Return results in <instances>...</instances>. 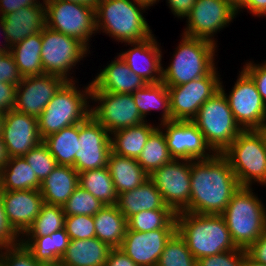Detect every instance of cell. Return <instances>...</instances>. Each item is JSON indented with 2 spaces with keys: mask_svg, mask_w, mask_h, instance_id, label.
I'll return each mask as SVG.
<instances>
[{
  "mask_svg": "<svg viewBox=\"0 0 266 266\" xmlns=\"http://www.w3.org/2000/svg\"><path fill=\"white\" fill-rule=\"evenodd\" d=\"M240 184L228 159L215 153L191 161V195L185 212L221 215Z\"/></svg>",
  "mask_w": 266,
  "mask_h": 266,
  "instance_id": "cell-1",
  "label": "cell"
},
{
  "mask_svg": "<svg viewBox=\"0 0 266 266\" xmlns=\"http://www.w3.org/2000/svg\"><path fill=\"white\" fill-rule=\"evenodd\" d=\"M176 227L196 260L238 249L221 215L179 212Z\"/></svg>",
  "mask_w": 266,
  "mask_h": 266,
  "instance_id": "cell-2",
  "label": "cell"
},
{
  "mask_svg": "<svg viewBox=\"0 0 266 266\" xmlns=\"http://www.w3.org/2000/svg\"><path fill=\"white\" fill-rule=\"evenodd\" d=\"M148 8L133 0H100L95 9L96 31L100 30L118 43L145 40L153 35L142 13Z\"/></svg>",
  "mask_w": 266,
  "mask_h": 266,
  "instance_id": "cell-3",
  "label": "cell"
},
{
  "mask_svg": "<svg viewBox=\"0 0 266 266\" xmlns=\"http://www.w3.org/2000/svg\"><path fill=\"white\" fill-rule=\"evenodd\" d=\"M252 191V187L240 186L221 214L233 243L244 250H247L266 228V208Z\"/></svg>",
  "mask_w": 266,
  "mask_h": 266,
  "instance_id": "cell-4",
  "label": "cell"
},
{
  "mask_svg": "<svg viewBox=\"0 0 266 266\" xmlns=\"http://www.w3.org/2000/svg\"><path fill=\"white\" fill-rule=\"evenodd\" d=\"M75 82L66 81L40 114L38 125L42 139L63 128L82 123L91 115V82L82 91Z\"/></svg>",
  "mask_w": 266,
  "mask_h": 266,
  "instance_id": "cell-5",
  "label": "cell"
},
{
  "mask_svg": "<svg viewBox=\"0 0 266 266\" xmlns=\"http://www.w3.org/2000/svg\"><path fill=\"white\" fill-rule=\"evenodd\" d=\"M171 64L162 69V82L166 86L186 84L207 76L215 66L217 44L208 40L181 35Z\"/></svg>",
  "mask_w": 266,
  "mask_h": 266,
  "instance_id": "cell-6",
  "label": "cell"
},
{
  "mask_svg": "<svg viewBox=\"0 0 266 266\" xmlns=\"http://www.w3.org/2000/svg\"><path fill=\"white\" fill-rule=\"evenodd\" d=\"M192 122L203 133L208 146L217 154H222L243 131L221 90L201 105Z\"/></svg>",
  "mask_w": 266,
  "mask_h": 266,
  "instance_id": "cell-7",
  "label": "cell"
},
{
  "mask_svg": "<svg viewBox=\"0 0 266 266\" xmlns=\"http://www.w3.org/2000/svg\"><path fill=\"white\" fill-rule=\"evenodd\" d=\"M240 186H266V147L257 129L243 130L222 153Z\"/></svg>",
  "mask_w": 266,
  "mask_h": 266,
  "instance_id": "cell-8",
  "label": "cell"
},
{
  "mask_svg": "<svg viewBox=\"0 0 266 266\" xmlns=\"http://www.w3.org/2000/svg\"><path fill=\"white\" fill-rule=\"evenodd\" d=\"M41 38V62L44 73L59 76L65 81H76L74 76H70V71L88 56L90 49L78 39L47 26L41 30Z\"/></svg>",
  "mask_w": 266,
  "mask_h": 266,
  "instance_id": "cell-9",
  "label": "cell"
},
{
  "mask_svg": "<svg viewBox=\"0 0 266 266\" xmlns=\"http://www.w3.org/2000/svg\"><path fill=\"white\" fill-rule=\"evenodd\" d=\"M46 26L54 31L74 37L88 48L92 35L97 33L95 9L64 0H44Z\"/></svg>",
  "mask_w": 266,
  "mask_h": 266,
  "instance_id": "cell-10",
  "label": "cell"
},
{
  "mask_svg": "<svg viewBox=\"0 0 266 266\" xmlns=\"http://www.w3.org/2000/svg\"><path fill=\"white\" fill-rule=\"evenodd\" d=\"M215 67L207 76L186 84L167 86L171 121H192L201 105L220 90V75Z\"/></svg>",
  "mask_w": 266,
  "mask_h": 266,
  "instance_id": "cell-11",
  "label": "cell"
},
{
  "mask_svg": "<svg viewBox=\"0 0 266 266\" xmlns=\"http://www.w3.org/2000/svg\"><path fill=\"white\" fill-rule=\"evenodd\" d=\"M230 94L225 93L223 82L220 90L225 94L236 122L243 130L259 129L266 122V105L253 81L242 69Z\"/></svg>",
  "mask_w": 266,
  "mask_h": 266,
  "instance_id": "cell-12",
  "label": "cell"
},
{
  "mask_svg": "<svg viewBox=\"0 0 266 266\" xmlns=\"http://www.w3.org/2000/svg\"><path fill=\"white\" fill-rule=\"evenodd\" d=\"M149 179L162 194L164 202L176 214L189 208L191 160L172 159L154 170Z\"/></svg>",
  "mask_w": 266,
  "mask_h": 266,
  "instance_id": "cell-13",
  "label": "cell"
},
{
  "mask_svg": "<svg viewBox=\"0 0 266 266\" xmlns=\"http://www.w3.org/2000/svg\"><path fill=\"white\" fill-rule=\"evenodd\" d=\"M91 101L99 105L91 107V115L110 134L147 121L141 116L132 94L91 91Z\"/></svg>",
  "mask_w": 266,
  "mask_h": 266,
  "instance_id": "cell-14",
  "label": "cell"
},
{
  "mask_svg": "<svg viewBox=\"0 0 266 266\" xmlns=\"http://www.w3.org/2000/svg\"><path fill=\"white\" fill-rule=\"evenodd\" d=\"M236 15L237 11L228 0H196L186 16L187 27L182 34L217 44L215 34L228 27Z\"/></svg>",
  "mask_w": 266,
  "mask_h": 266,
  "instance_id": "cell-15",
  "label": "cell"
},
{
  "mask_svg": "<svg viewBox=\"0 0 266 266\" xmlns=\"http://www.w3.org/2000/svg\"><path fill=\"white\" fill-rule=\"evenodd\" d=\"M78 142L73 167L78 173L107 166L112 151L111 134L92 115L79 123Z\"/></svg>",
  "mask_w": 266,
  "mask_h": 266,
  "instance_id": "cell-16",
  "label": "cell"
},
{
  "mask_svg": "<svg viewBox=\"0 0 266 266\" xmlns=\"http://www.w3.org/2000/svg\"><path fill=\"white\" fill-rule=\"evenodd\" d=\"M158 126L164 132L168 149L174 159H209L215 154L205 142L203 133L192 121L172 120Z\"/></svg>",
  "mask_w": 266,
  "mask_h": 266,
  "instance_id": "cell-17",
  "label": "cell"
},
{
  "mask_svg": "<svg viewBox=\"0 0 266 266\" xmlns=\"http://www.w3.org/2000/svg\"><path fill=\"white\" fill-rule=\"evenodd\" d=\"M65 82L63 78L47 73L23 77L17 85L14 110L38 119Z\"/></svg>",
  "mask_w": 266,
  "mask_h": 266,
  "instance_id": "cell-18",
  "label": "cell"
},
{
  "mask_svg": "<svg viewBox=\"0 0 266 266\" xmlns=\"http://www.w3.org/2000/svg\"><path fill=\"white\" fill-rule=\"evenodd\" d=\"M1 135L9 158L22 157L43 142L38 119L16 110L5 114Z\"/></svg>",
  "mask_w": 266,
  "mask_h": 266,
  "instance_id": "cell-19",
  "label": "cell"
},
{
  "mask_svg": "<svg viewBox=\"0 0 266 266\" xmlns=\"http://www.w3.org/2000/svg\"><path fill=\"white\" fill-rule=\"evenodd\" d=\"M177 229H157L149 232L126 230L120 247L138 266H157L169 239Z\"/></svg>",
  "mask_w": 266,
  "mask_h": 266,
  "instance_id": "cell-20",
  "label": "cell"
},
{
  "mask_svg": "<svg viewBox=\"0 0 266 266\" xmlns=\"http://www.w3.org/2000/svg\"><path fill=\"white\" fill-rule=\"evenodd\" d=\"M8 224L21 237L44 204L40 190L0 191Z\"/></svg>",
  "mask_w": 266,
  "mask_h": 266,
  "instance_id": "cell-21",
  "label": "cell"
},
{
  "mask_svg": "<svg viewBox=\"0 0 266 266\" xmlns=\"http://www.w3.org/2000/svg\"><path fill=\"white\" fill-rule=\"evenodd\" d=\"M154 35L142 41L128 42L131 48L119 53L130 70L146 83L162 82V52ZM133 47V48H132Z\"/></svg>",
  "mask_w": 266,
  "mask_h": 266,
  "instance_id": "cell-22",
  "label": "cell"
},
{
  "mask_svg": "<svg viewBox=\"0 0 266 266\" xmlns=\"http://www.w3.org/2000/svg\"><path fill=\"white\" fill-rule=\"evenodd\" d=\"M117 56L97 73L95 79L93 78L91 91L132 94L147 84L139 75L130 70L120 55Z\"/></svg>",
  "mask_w": 266,
  "mask_h": 266,
  "instance_id": "cell-23",
  "label": "cell"
},
{
  "mask_svg": "<svg viewBox=\"0 0 266 266\" xmlns=\"http://www.w3.org/2000/svg\"><path fill=\"white\" fill-rule=\"evenodd\" d=\"M44 4L43 0L35 6L23 7L2 17L11 46L41 32L46 26V5Z\"/></svg>",
  "mask_w": 266,
  "mask_h": 266,
  "instance_id": "cell-24",
  "label": "cell"
},
{
  "mask_svg": "<svg viewBox=\"0 0 266 266\" xmlns=\"http://www.w3.org/2000/svg\"><path fill=\"white\" fill-rule=\"evenodd\" d=\"M116 206L126 219L141 211L171 209L150 179L133 190L118 194Z\"/></svg>",
  "mask_w": 266,
  "mask_h": 266,
  "instance_id": "cell-25",
  "label": "cell"
},
{
  "mask_svg": "<svg viewBox=\"0 0 266 266\" xmlns=\"http://www.w3.org/2000/svg\"><path fill=\"white\" fill-rule=\"evenodd\" d=\"M78 185L79 173L71 166L58 165L41 183L40 193L44 203L63 207Z\"/></svg>",
  "mask_w": 266,
  "mask_h": 266,
  "instance_id": "cell-26",
  "label": "cell"
},
{
  "mask_svg": "<svg viewBox=\"0 0 266 266\" xmlns=\"http://www.w3.org/2000/svg\"><path fill=\"white\" fill-rule=\"evenodd\" d=\"M111 249L97 237L70 240L60 261L65 266H104Z\"/></svg>",
  "mask_w": 266,
  "mask_h": 266,
  "instance_id": "cell-27",
  "label": "cell"
},
{
  "mask_svg": "<svg viewBox=\"0 0 266 266\" xmlns=\"http://www.w3.org/2000/svg\"><path fill=\"white\" fill-rule=\"evenodd\" d=\"M107 167L118 194L133 190L149 179L148 173L137 162V159L113 153L108 157Z\"/></svg>",
  "mask_w": 266,
  "mask_h": 266,
  "instance_id": "cell-28",
  "label": "cell"
},
{
  "mask_svg": "<svg viewBox=\"0 0 266 266\" xmlns=\"http://www.w3.org/2000/svg\"><path fill=\"white\" fill-rule=\"evenodd\" d=\"M93 219L96 237L111 248H120L127 230V219L117 206H104Z\"/></svg>",
  "mask_w": 266,
  "mask_h": 266,
  "instance_id": "cell-29",
  "label": "cell"
},
{
  "mask_svg": "<svg viewBox=\"0 0 266 266\" xmlns=\"http://www.w3.org/2000/svg\"><path fill=\"white\" fill-rule=\"evenodd\" d=\"M41 182L24 157L9 158L0 170V191L40 190Z\"/></svg>",
  "mask_w": 266,
  "mask_h": 266,
  "instance_id": "cell-30",
  "label": "cell"
},
{
  "mask_svg": "<svg viewBox=\"0 0 266 266\" xmlns=\"http://www.w3.org/2000/svg\"><path fill=\"white\" fill-rule=\"evenodd\" d=\"M20 243L36 261L56 262L60 261L65 253L70 243V237L63 228L43 237H21Z\"/></svg>",
  "mask_w": 266,
  "mask_h": 266,
  "instance_id": "cell-31",
  "label": "cell"
},
{
  "mask_svg": "<svg viewBox=\"0 0 266 266\" xmlns=\"http://www.w3.org/2000/svg\"><path fill=\"white\" fill-rule=\"evenodd\" d=\"M147 122L114 131L111 134L112 152L120 156L137 159L148 137L158 127Z\"/></svg>",
  "mask_w": 266,
  "mask_h": 266,
  "instance_id": "cell-32",
  "label": "cell"
},
{
  "mask_svg": "<svg viewBox=\"0 0 266 266\" xmlns=\"http://www.w3.org/2000/svg\"><path fill=\"white\" fill-rule=\"evenodd\" d=\"M41 32L12 46L10 53L22 77L45 74L41 62Z\"/></svg>",
  "mask_w": 266,
  "mask_h": 266,
  "instance_id": "cell-33",
  "label": "cell"
},
{
  "mask_svg": "<svg viewBox=\"0 0 266 266\" xmlns=\"http://www.w3.org/2000/svg\"><path fill=\"white\" fill-rule=\"evenodd\" d=\"M132 97L144 119L153 109V111L162 110L161 123L171 121L168 88L163 82L147 83L132 93Z\"/></svg>",
  "mask_w": 266,
  "mask_h": 266,
  "instance_id": "cell-34",
  "label": "cell"
},
{
  "mask_svg": "<svg viewBox=\"0 0 266 266\" xmlns=\"http://www.w3.org/2000/svg\"><path fill=\"white\" fill-rule=\"evenodd\" d=\"M79 123L63 128L43 139L58 165L74 167L75 154L79 151Z\"/></svg>",
  "mask_w": 266,
  "mask_h": 266,
  "instance_id": "cell-35",
  "label": "cell"
},
{
  "mask_svg": "<svg viewBox=\"0 0 266 266\" xmlns=\"http://www.w3.org/2000/svg\"><path fill=\"white\" fill-rule=\"evenodd\" d=\"M79 185L105 205H116L117 193L108 167L79 173Z\"/></svg>",
  "mask_w": 266,
  "mask_h": 266,
  "instance_id": "cell-36",
  "label": "cell"
},
{
  "mask_svg": "<svg viewBox=\"0 0 266 266\" xmlns=\"http://www.w3.org/2000/svg\"><path fill=\"white\" fill-rule=\"evenodd\" d=\"M172 159L164 132L158 126L148 137L137 162L150 175Z\"/></svg>",
  "mask_w": 266,
  "mask_h": 266,
  "instance_id": "cell-37",
  "label": "cell"
},
{
  "mask_svg": "<svg viewBox=\"0 0 266 266\" xmlns=\"http://www.w3.org/2000/svg\"><path fill=\"white\" fill-rule=\"evenodd\" d=\"M127 229L144 233L157 229H177L176 213L172 209L141 211L127 219Z\"/></svg>",
  "mask_w": 266,
  "mask_h": 266,
  "instance_id": "cell-38",
  "label": "cell"
},
{
  "mask_svg": "<svg viewBox=\"0 0 266 266\" xmlns=\"http://www.w3.org/2000/svg\"><path fill=\"white\" fill-rule=\"evenodd\" d=\"M62 206L44 203L32 225L21 237H43L64 228Z\"/></svg>",
  "mask_w": 266,
  "mask_h": 266,
  "instance_id": "cell-39",
  "label": "cell"
},
{
  "mask_svg": "<svg viewBox=\"0 0 266 266\" xmlns=\"http://www.w3.org/2000/svg\"><path fill=\"white\" fill-rule=\"evenodd\" d=\"M157 266H197L185 240L176 232L166 243Z\"/></svg>",
  "mask_w": 266,
  "mask_h": 266,
  "instance_id": "cell-40",
  "label": "cell"
},
{
  "mask_svg": "<svg viewBox=\"0 0 266 266\" xmlns=\"http://www.w3.org/2000/svg\"><path fill=\"white\" fill-rule=\"evenodd\" d=\"M105 204L90 192L78 185L67 202L63 205L65 216L88 215L94 216Z\"/></svg>",
  "mask_w": 266,
  "mask_h": 266,
  "instance_id": "cell-41",
  "label": "cell"
},
{
  "mask_svg": "<svg viewBox=\"0 0 266 266\" xmlns=\"http://www.w3.org/2000/svg\"><path fill=\"white\" fill-rule=\"evenodd\" d=\"M23 157L41 183L58 166L57 161L43 142L31 149Z\"/></svg>",
  "mask_w": 266,
  "mask_h": 266,
  "instance_id": "cell-42",
  "label": "cell"
},
{
  "mask_svg": "<svg viewBox=\"0 0 266 266\" xmlns=\"http://www.w3.org/2000/svg\"><path fill=\"white\" fill-rule=\"evenodd\" d=\"M64 229L70 240L89 239L96 237L93 216L72 215L65 216Z\"/></svg>",
  "mask_w": 266,
  "mask_h": 266,
  "instance_id": "cell-43",
  "label": "cell"
},
{
  "mask_svg": "<svg viewBox=\"0 0 266 266\" xmlns=\"http://www.w3.org/2000/svg\"><path fill=\"white\" fill-rule=\"evenodd\" d=\"M39 263L21 243L0 249V266H39Z\"/></svg>",
  "mask_w": 266,
  "mask_h": 266,
  "instance_id": "cell-44",
  "label": "cell"
},
{
  "mask_svg": "<svg viewBox=\"0 0 266 266\" xmlns=\"http://www.w3.org/2000/svg\"><path fill=\"white\" fill-rule=\"evenodd\" d=\"M246 250L238 248L197 260V266H243Z\"/></svg>",
  "mask_w": 266,
  "mask_h": 266,
  "instance_id": "cell-45",
  "label": "cell"
},
{
  "mask_svg": "<svg viewBox=\"0 0 266 266\" xmlns=\"http://www.w3.org/2000/svg\"><path fill=\"white\" fill-rule=\"evenodd\" d=\"M242 69L253 79L258 92L266 105V61L261 64H255V62L249 61Z\"/></svg>",
  "mask_w": 266,
  "mask_h": 266,
  "instance_id": "cell-46",
  "label": "cell"
},
{
  "mask_svg": "<svg viewBox=\"0 0 266 266\" xmlns=\"http://www.w3.org/2000/svg\"><path fill=\"white\" fill-rule=\"evenodd\" d=\"M20 239V236L8 224L0 196V249L17 245L20 243Z\"/></svg>",
  "mask_w": 266,
  "mask_h": 266,
  "instance_id": "cell-47",
  "label": "cell"
},
{
  "mask_svg": "<svg viewBox=\"0 0 266 266\" xmlns=\"http://www.w3.org/2000/svg\"><path fill=\"white\" fill-rule=\"evenodd\" d=\"M22 76L10 52L6 53L0 60V83L6 82L18 85Z\"/></svg>",
  "mask_w": 266,
  "mask_h": 266,
  "instance_id": "cell-48",
  "label": "cell"
},
{
  "mask_svg": "<svg viewBox=\"0 0 266 266\" xmlns=\"http://www.w3.org/2000/svg\"><path fill=\"white\" fill-rule=\"evenodd\" d=\"M17 86L11 83H0V112L6 114L14 110Z\"/></svg>",
  "mask_w": 266,
  "mask_h": 266,
  "instance_id": "cell-49",
  "label": "cell"
},
{
  "mask_svg": "<svg viewBox=\"0 0 266 266\" xmlns=\"http://www.w3.org/2000/svg\"><path fill=\"white\" fill-rule=\"evenodd\" d=\"M246 252L255 262L266 265V228Z\"/></svg>",
  "mask_w": 266,
  "mask_h": 266,
  "instance_id": "cell-50",
  "label": "cell"
},
{
  "mask_svg": "<svg viewBox=\"0 0 266 266\" xmlns=\"http://www.w3.org/2000/svg\"><path fill=\"white\" fill-rule=\"evenodd\" d=\"M39 3V0H0V17L16 12L23 7L35 6Z\"/></svg>",
  "mask_w": 266,
  "mask_h": 266,
  "instance_id": "cell-51",
  "label": "cell"
},
{
  "mask_svg": "<svg viewBox=\"0 0 266 266\" xmlns=\"http://www.w3.org/2000/svg\"><path fill=\"white\" fill-rule=\"evenodd\" d=\"M104 266H138L123 250L112 248Z\"/></svg>",
  "mask_w": 266,
  "mask_h": 266,
  "instance_id": "cell-52",
  "label": "cell"
},
{
  "mask_svg": "<svg viewBox=\"0 0 266 266\" xmlns=\"http://www.w3.org/2000/svg\"><path fill=\"white\" fill-rule=\"evenodd\" d=\"M166 2L175 17L185 18L191 12L196 0H167Z\"/></svg>",
  "mask_w": 266,
  "mask_h": 266,
  "instance_id": "cell-53",
  "label": "cell"
},
{
  "mask_svg": "<svg viewBox=\"0 0 266 266\" xmlns=\"http://www.w3.org/2000/svg\"><path fill=\"white\" fill-rule=\"evenodd\" d=\"M244 8L254 16L266 17V0H251Z\"/></svg>",
  "mask_w": 266,
  "mask_h": 266,
  "instance_id": "cell-54",
  "label": "cell"
},
{
  "mask_svg": "<svg viewBox=\"0 0 266 266\" xmlns=\"http://www.w3.org/2000/svg\"><path fill=\"white\" fill-rule=\"evenodd\" d=\"M0 29H2L1 31L3 32V36H4V43L0 45V51L2 52H10L12 46L10 45V42L8 40V36H7V33H6V30H5V27H4V21H3V18L0 17Z\"/></svg>",
  "mask_w": 266,
  "mask_h": 266,
  "instance_id": "cell-55",
  "label": "cell"
},
{
  "mask_svg": "<svg viewBox=\"0 0 266 266\" xmlns=\"http://www.w3.org/2000/svg\"><path fill=\"white\" fill-rule=\"evenodd\" d=\"M9 156L7 153L6 146L3 142L2 135H0V170L5 165V163L8 161Z\"/></svg>",
  "mask_w": 266,
  "mask_h": 266,
  "instance_id": "cell-56",
  "label": "cell"
},
{
  "mask_svg": "<svg viewBox=\"0 0 266 266\" xmlns=\"http://www.w3.org/2000/svg\"><path fill=\"white\" fill-rule=\"evenodd\" d=\"M64 1H69V2L77 3V4H83L93 9H96V6L98 5V2L100 0H64Z\"/></svg>",
  "mask_w": 266,
  "mask_h": 266,
  "instance_id": "cell-57",
  "label": "cell"
},
{
  "mask_svg": "<svg viewBox=\"0 0 266 266\" xmlns=\"http://www.w3.org/2000/svg\"><path fill=\"white\" fill-rule=\"evenodd\" d=\"M243 266H266V265L257 263L253 259H251L248 255H246L244 258Z\"/></svg>",
  "mask_w": 266,
  "mask_h": 266,
  "instance_id": "cell-58",
  "label": "cell"
},
{
  "mask_svg": "<svg viewBox=\"0 0 266 266\" xmlns=\"http://www.w3.org/2000/svg\"><path fill=\"white\" fill-rule=\"evenodd\" d=\"M251 0H237V13H240L242 8L250 2Z\"/></svg>",
  "mask_w": 266,
  "mask_h": 266,
  "instance_id": "cell-59",
  "label": "cell"
},
{
  "mask_svg": "<svg viewBox=\"0 0 266 266\" xmlns=\"http://www.w3.org/2000/svg\"><path fill=\"white\" fill-rule=\"evenodd\" d=\"M39 266H65L61 261L56 262H40Z\"/></svg>",
  "mask_w": 266,
  "mask_h": 266,
  "instance_id": "cell-60",
  "label": "cell"
},
{
  "mask_svg": "<svg viewBox=\"0 0 266 266\" xmlns=\"http://www.w3.org/2000/svg\"><path fill=\"white\" fill-rule=\"evenodd\" d=\"M257 130L260 132L266 147V122Z\"/></svg>",
  "mask_w": 266,
  "mask_h": 266,
  "instance_id": "cell-61",
  "label": "cell"
},
{
  "mask_svg": "<svg viewBox=\"0 0 266 266\" xmlns=\"http://www.w3.org/2000/svg\"><path fill=\"white\" fill-rule=\"evenodd\" d=\"M133 1L140 2V3L145 4L146 6L150 7V6H153L155 3L159 2L160 0H133Z\"/></svg>",
  "mask_w": 266,
  "mask_h": 266,
  "instance_id": "cell-62",
  "label": "cell"
},
{
  "mask_svg": "<svg viewBox=\"0 0 266 266\" xmlns=\"http://www.w3.org/2000/svg\"><path fill=\"white\" fill-rule=\"evenodd\" d=\"M4 118H5V114L0 112V135L2 133V127L4 124Z\"/></svg>",
  "mask_w": 266,
  "mask_h": 266,
  "instance_id": "cell-63",
  "label": "cell"
},
{
  "mask_svg": "<svg viewBox=\"0 0 266 266\" xmlns=\"http://www.w3.org/2000/svg\"><path fill=\"white\" fill-rule=\"evenodd\" d=\"M228 1H230L233 4L234 9L237 11V0H228Z\"/></svg>",
  "mask_w": 266,
  "mask_h": 266,
  "instance_id": "cell-64",
  "label": "cell"
},
{
  "mask_svg": "<svg viewBox=\"0 0 266 266\" xmlns=\"http://www.w3.org/2000/svg\"><path fill=\"white\" fill-rule=\"evenodd\" d=\"M7 52H2V51H0V60H1V58L6 54Z\"/></svg>",
  "mask_w": 266,
  "mask_h": 266,
  "instance_id": "cell-65",
  "label": "cell"
}]
</instances>
